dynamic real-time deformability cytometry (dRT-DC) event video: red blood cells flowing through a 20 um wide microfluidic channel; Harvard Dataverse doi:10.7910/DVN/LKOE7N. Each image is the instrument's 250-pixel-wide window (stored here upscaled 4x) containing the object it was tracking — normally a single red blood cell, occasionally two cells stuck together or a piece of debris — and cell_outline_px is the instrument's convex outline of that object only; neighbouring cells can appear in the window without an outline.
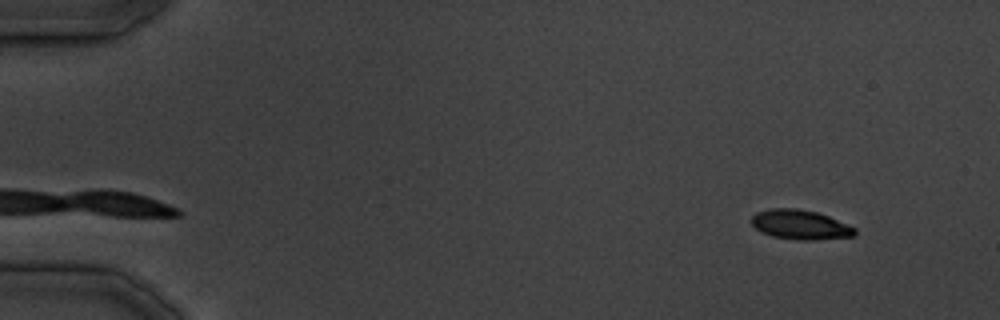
{"species": "common noctule bat (a hibernating species)", "species_latin": "Nyctalus noctula", "temperature_condition": "cold", "stored_images_in_passage": 6, "camera_frame_rate_fps": 3000, "um_per_image_px": 0.085, "animal": {"sex": "male", "body_mass_g": 19.5, "forearm_length_mm": 54.6}, "frame": {"image": 1, "passage_image": 1, "time_ms": 0.0, "image_size_px": [1000, 320], "cell_outline_px": [[856, 236], [812, 240], [800, 240], [772, 236], [760, 232], [752, 224], [752, 216], [756, 212], [772, 208], [796, 208], [816, 212], [828, 216], [856, 228]], "centroid_in_image_um": [68.02, 19.1], "position_along_channel_um": 17.0, "area_um2": 17.74}}